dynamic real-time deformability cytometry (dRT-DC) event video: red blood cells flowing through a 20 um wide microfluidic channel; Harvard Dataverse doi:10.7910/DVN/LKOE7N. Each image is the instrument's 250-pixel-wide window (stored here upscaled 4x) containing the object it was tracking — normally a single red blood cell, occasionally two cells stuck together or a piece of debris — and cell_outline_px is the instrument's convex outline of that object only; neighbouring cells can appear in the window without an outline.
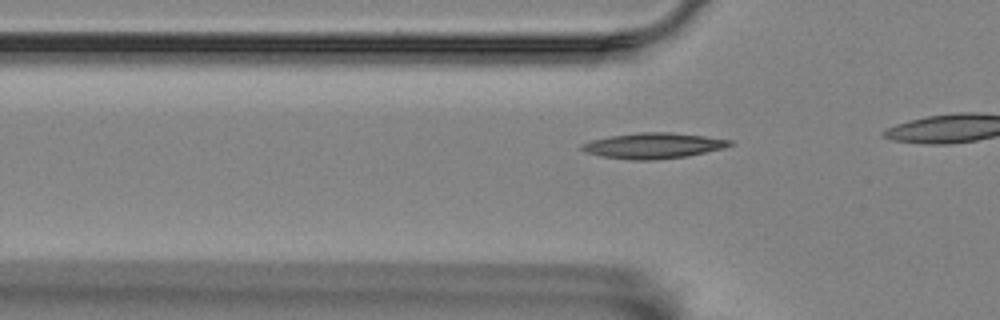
{"species": "Egyptian fruit bat (a non-hibernating species)", "species_latin": "Rousettus aegyptiacus", "temperature_condition": "room temperature", "stored_images_in_passage": 3, "camera_frame_rate_fps": 3000, "um_per_image_px": 0.085, "animal": {"sex": "female"}, "frame": {"image": 1, "passage_image": 3, "time_ms": 0.667, "image_size_px": [1000, 320], "cell_outline_px": [[732, 144], [724, 148], [688, 156], [656, 160], [628, 160], [600, 156], [584, 152], [580, 148], [580, 144], [592, 140], [608, 136], [640, 132], [672, 132], [704, 136], [732, 140]], "centroid_in_image_um": [55.49, 12.38], "position_along_channel_um": 70.3, "area_um2": 22.31}}